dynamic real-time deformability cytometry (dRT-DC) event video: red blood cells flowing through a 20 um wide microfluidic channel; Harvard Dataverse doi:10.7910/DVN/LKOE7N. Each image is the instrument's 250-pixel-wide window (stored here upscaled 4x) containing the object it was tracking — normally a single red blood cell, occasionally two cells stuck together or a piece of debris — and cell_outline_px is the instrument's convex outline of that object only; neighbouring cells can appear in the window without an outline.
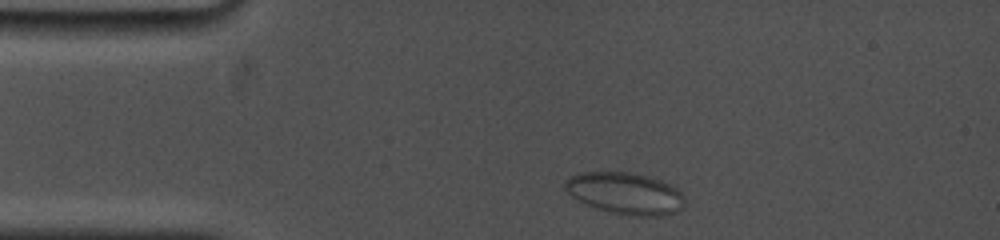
{"species": "common noctule bat (a hibernating species)", "species_latin": "Nyctalus noctula", "temperature_condition": "cold", "stored_images_in_passage": 3, "camera_frame_rate_fps": 5000, "um_per_image_px": 0.085, "animal": {"sex": "female", "body_mass_g": 19.0, "forearm_length_mm": 53.3}, "frame": {"image": 1, "passage_image": 1, "time_ms": 0.0, "image_size_px": [1000, 240], "cell_outline_px": [[684, 208], [676, 212], [660, 216], [632, 216], [612, 212], [596, 208], [572, 196], [564, 188], [564, 184], [572, 176], [584, 172], [628, 172], [648, 176], [660, 180], [676, 188], [684, 196]], "centroid_in_image_um": [53.19, 16.44], "position_along_channel_um": 31.8, "area_um2": 28.78}}